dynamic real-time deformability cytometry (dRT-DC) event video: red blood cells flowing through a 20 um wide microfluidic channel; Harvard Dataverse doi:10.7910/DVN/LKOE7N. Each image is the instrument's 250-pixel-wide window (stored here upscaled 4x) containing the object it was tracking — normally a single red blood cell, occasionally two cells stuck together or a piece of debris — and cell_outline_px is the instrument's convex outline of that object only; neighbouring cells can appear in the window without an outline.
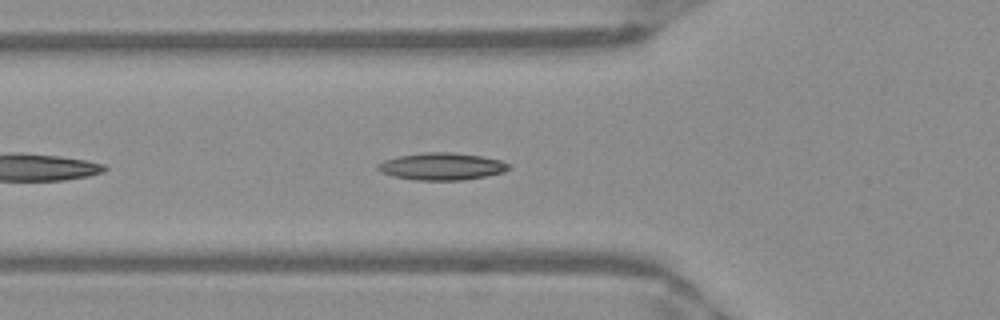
{"species": "Egyptian fruit bat (a non-hibernating species)", "species_latin": "Rousettus aegyptiacus", "temperature_condition": "warm", "stored_images_in_passage": 40, "camera_frame_rate_fps": 3000, "um_per_image_px": 0.085, "frame": {"image": 1, "passage_image": 6, "time_ms": 1.667, "image_size_px": [1000, 320], "cell_outline_px": [[512, 168], [504, 172], [464, 180], [416, 180], [392, 176], [380, 172], [376, 168], [376, 164], [384, 160], [396, 156], [424, 152], [452, 152], [480, 156], [500, 160], [508, 164]], "centroid_in_image_um": [37.5, 14.14], "position_along_channel_um": 88.3, "area_um2": 20.87}}
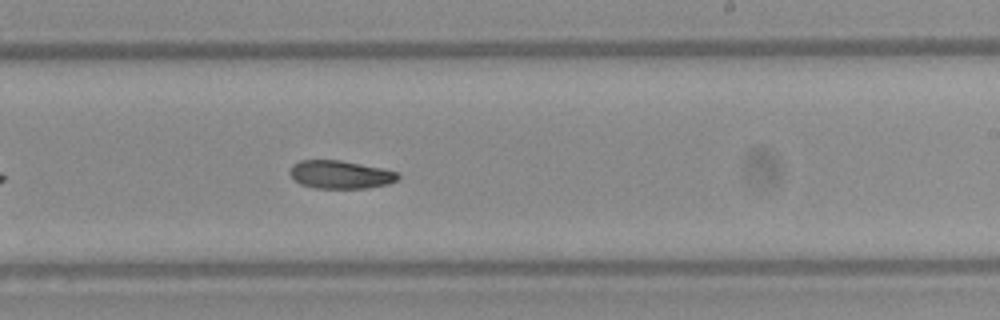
{"frame": {"image": 2, "passage_image": 19, "time_ms": 6.0, "image_size_px": [1000, 320], "cell_outline_px": [[400, 176], [396, 180], [388, 184], [368, 188], [312, 188], [300, 184], [288, 172], [292, 164], [300, 160], [340, 160], [384, 168], [400, 172]], "centroid_in_image_um": [28.95, 14.83], "position_along_channel_um": 260.1, "area_um2": 17.92}}
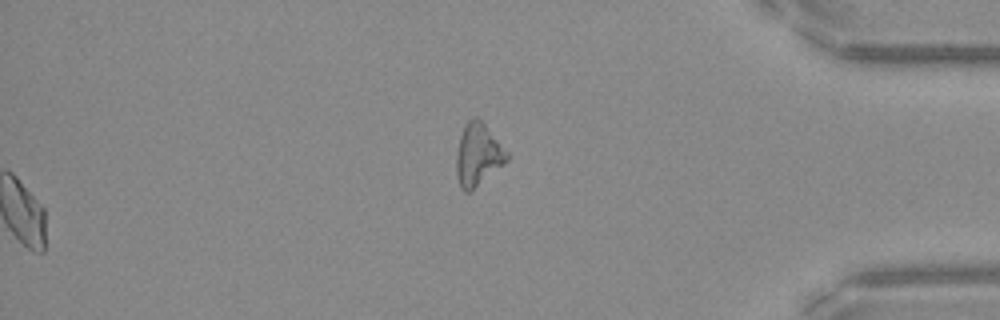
{"frame": {"image": 3, "passage_image": 40, "time_ms": 13.0, "image_size_px": [1000, 320], "cell_outline_px": [[508, 160], [472, 192], [464, 192], [460, 188], [456, 172], [456, 156], [460, 136], [468, 120], [472, 116], [476, 116], [484, 124], [508, 152]], "centroid_in_image_um": [40.61, 13.19], "position_along_channel_um": 394.6, "area_um2": 18.32}, "authors_computed_cell_mechanics": {"area_um2": 18.4671, "velocity_mm_per_s": 3.9564, "shape_relaxation_time_tau1_ms": null, "shape_relaxation_time_tau2_ms": 6.9329, "deformation_change_tau1": null, "deformation_change_tau2": 0.1256}}